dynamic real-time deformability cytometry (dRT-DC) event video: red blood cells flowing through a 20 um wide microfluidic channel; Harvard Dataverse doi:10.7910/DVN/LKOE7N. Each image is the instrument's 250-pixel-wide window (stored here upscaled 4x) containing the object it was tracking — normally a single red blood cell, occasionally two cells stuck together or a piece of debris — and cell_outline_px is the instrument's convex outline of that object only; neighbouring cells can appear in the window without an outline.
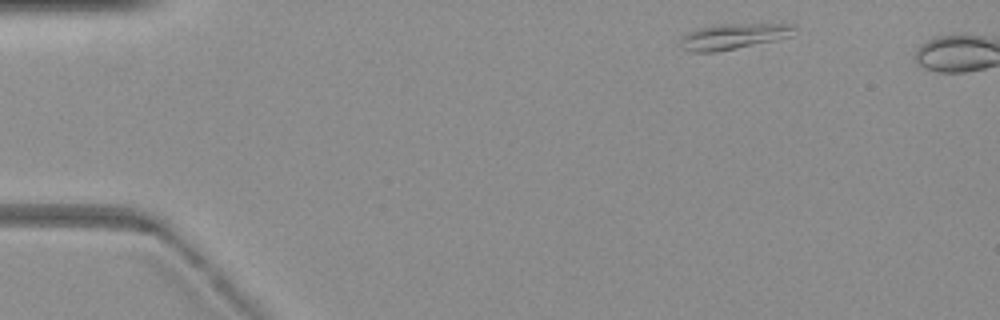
{"species": "common noctule bat (a hibernating species)", "species_latin": "Nyctalus noctula", "temperature_condition": "warm", "stored_images_in_passage": 4, "camera_frame_rate_fps": 3000, "um_per_image_px": 0.085, "animal": {"sex": "female", "body_mass_g": 19.3, "forearm_length_mm": 54.1}, "frame": {"image": 1, "passage_image": 1, "time_ms": 0.0, "image_size_px": [1000, 320], "cell_outline_px": [[796, 28], [792, 36], [776, 40], [716, 52], [692, 52], [680, 48], [680, 36], [696, 28], [712, 24], [796, 24]], "centroid_in_image_um": [62.29, 3.08], "position_along_channel_um": 22.7, "area_um2": 17.34}}